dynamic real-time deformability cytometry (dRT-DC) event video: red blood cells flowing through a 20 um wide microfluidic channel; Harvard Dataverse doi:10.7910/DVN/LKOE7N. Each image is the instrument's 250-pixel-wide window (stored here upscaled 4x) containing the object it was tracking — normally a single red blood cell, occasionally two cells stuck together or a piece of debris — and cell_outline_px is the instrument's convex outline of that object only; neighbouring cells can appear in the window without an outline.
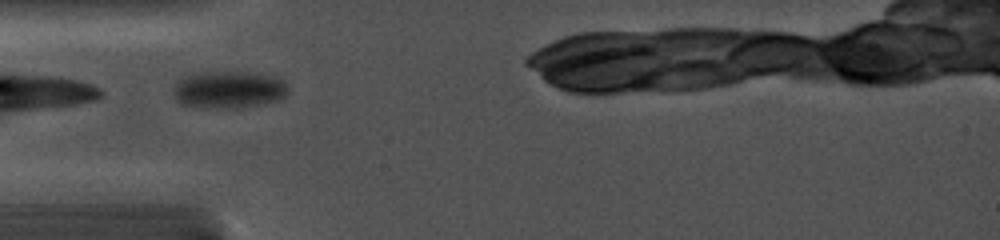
{"species": "common noctule bat (a hibernating species)", "species_latin": "Nyctalus noctula", "temperature_condition": "cold", "stored_images_in_passage": 3, "camera_frame_rate_fps": 5000, "um_per_image_px": 0.085, "animal": {"sex": "female", "body_mass_g": 19.0, "forearm_length_mm": 56.7}, "frame": {"image": 1, "passage_image": 1, "time_ms": 0.0, "image_size_px": [1000, 240], "cell_outline_px": [[288, 92], [280, 100], [240, 108], [204, 108], [180, 104], [176, 100], [172, 92], [176, 80], [180, 76], [200, 72], [244, 72], [276, 76], [284, 80], [288, 88]], "centroid_in_image_um": [19.4, 7.62], "position_along_channel_um": 65.6, "area_um2": 25.43}}
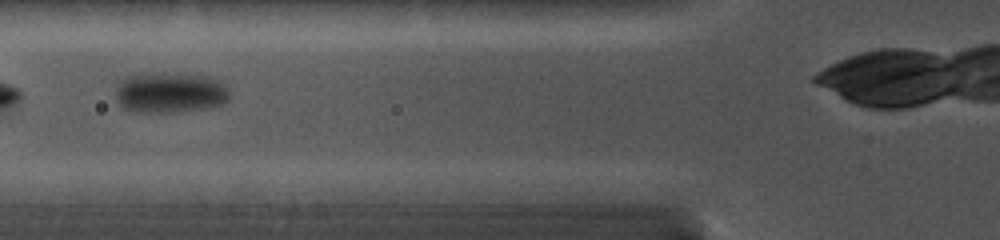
{"frame": {"image": 2, "passage_image": 2, "time_ms": 1.2, "image_size_px": [1000, 240], "cell_outline_px": [[228, 100], [220, 104], [204, 108], [172, 112], [136, 112], [124, 108], [116, 100], [116, 84], [124, 76], [140, 72], [180, 72], [200, 76], [216, 80], [228, 88]], "centroid_in_image_um": [14.35, 7.83], "position_along_channel_um": 111.5, "area_um2": 27.28}}
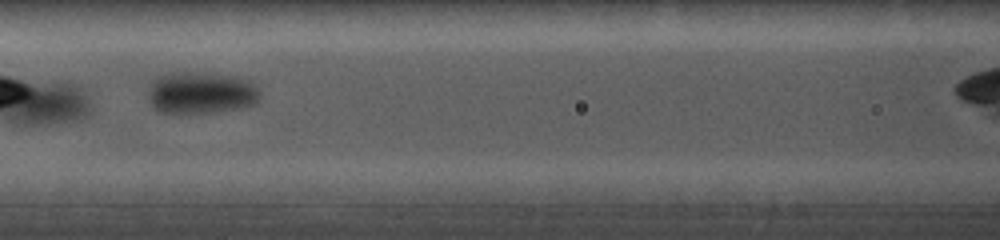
{"frame": {"image": 3, "passage_image": 3, "time_ms": 2.2, "image_size_px": [1000, 240], "cell_outline_px": [[260, 96], [256, 104], [240, 108], [212, 112], [160, 112], [152, 108], [148, 100], [148, 92], [152, 80], [160, 76], [176, 72], [200, 72], [236, 76], [248, 80], [260, 92]], "centroid_in_image_um": [17.07, 7.88], "position_along_channel_um": 149.5, "area_um2": 27.34}}